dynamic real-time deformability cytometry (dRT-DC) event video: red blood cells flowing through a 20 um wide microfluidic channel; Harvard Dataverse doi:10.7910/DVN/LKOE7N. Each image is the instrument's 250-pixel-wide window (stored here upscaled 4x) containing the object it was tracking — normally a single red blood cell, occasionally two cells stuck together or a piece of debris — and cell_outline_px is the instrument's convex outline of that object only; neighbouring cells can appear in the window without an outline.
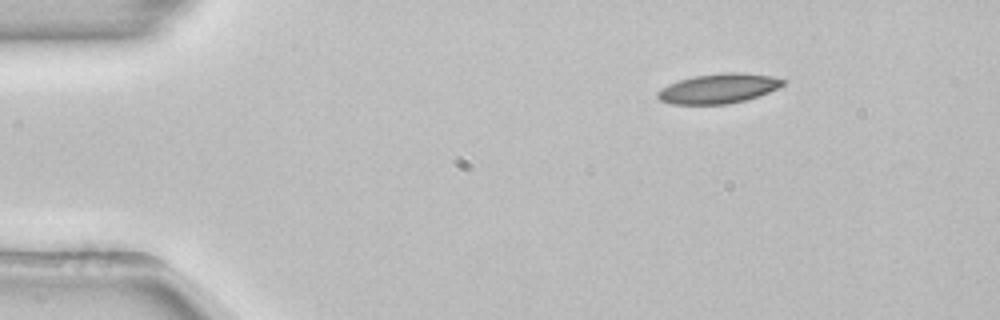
{"species": "common noctule bat (a hibernating species)", "species_latin": "Nyctalus noctula", "temperature_condition": "room temperature", "stored_images_in_passage": 46, "camera_frame_rate_fps": 3000, "um_per_image_px": 0.085, "animal": {"sex": "female", "body_mass_g": 22.7, "forearm_length_mm": 54.2}, "frame": {"image": 1, "passage_image": 1, "time_ms": 0.0, "image_size_px": [1000, 320], "cell_outline_px": [[784, 84], [768, 92], [744, 100], [728, 104], [672, 104], [660, 100], [656, 96], [656, 92], [660, 88], [668, 84], [680, 80], [696, 76], [724, 72], [744, 72], [772, 76], [784, 80]], "centroid_in_image_um": [61.03, 7.52], "position_along_channel_um": 24.0, "area_um2": 21.56}}
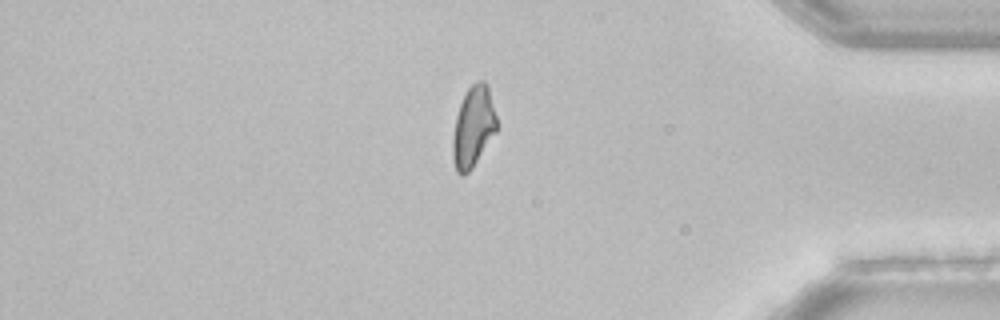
{"frame": {"image": 2, "passage_image": 38, "time_ms": 12.333, "image_size_px": [1000, 320], "cell_outline_px": [[496, 132], [472, 168], [464, 176], [460, 176], [456, 172], [452, 156], [452, 136], [456, 116], [460, 104], [468, 88], [476, 80], [484, 80], [488, 88], [496, 116]], "centroid_in_image_um": [40.2, 10.81], "position_along_channel_um": 395.0, "area_um2": 20.63}}
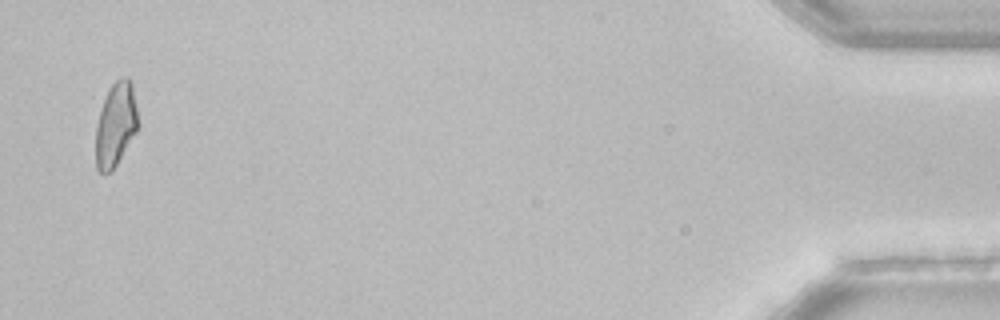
{"frame": {"image": 3, "passage_image": 45, "time_ms": 14.667, "image_size_px": [1000, 320], "cell_outline_px": [[136, 132], [112, 172], [100, 172], [96, 168], [96, 124], [104, 100], [112, 84], [116, 80], [124, 76], [128, 76], [132, 80], [136, 108]], "centroid_in_image_um": [9.82, 10.58], "position_along_channel_um": 425.4, "area_um2": 20.35}}